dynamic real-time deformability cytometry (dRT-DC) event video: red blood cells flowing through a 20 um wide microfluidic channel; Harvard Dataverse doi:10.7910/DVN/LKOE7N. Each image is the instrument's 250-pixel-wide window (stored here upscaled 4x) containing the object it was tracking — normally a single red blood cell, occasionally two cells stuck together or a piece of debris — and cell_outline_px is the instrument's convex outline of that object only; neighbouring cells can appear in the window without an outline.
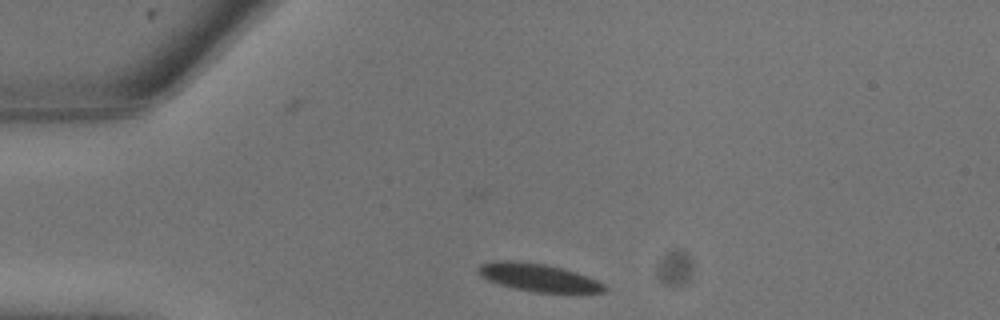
{"species": "common noctule bat (a hibernating species)", "species_latin": "Nyctalus noctula", "temperature_condition": "warm", "stored_images_in_passage": 13, "camera_frame_rate_fps": 3000, "um_per_image_px": 0.085, "animal": {"sex": "male", "body_mass_g": 13.3}, "frame": {"image": 1, "passage_image": 1, "time_ms": 0.0, "image_size_px": [1000, 320], "cell_outline_px": [[608, 288], [604, 292], [532, 292], [500, 284], [488, 280], [480, 276], [476, 272], [476, 268], [480, 264], [496, 260], [520, 260], [544, 264], [564, 268], [588, 276], [604, 284]], "centroid_in_image_um": [45.72, 23.56], "position_along_channel_um": 39.3, "area_um2": 20.58}}
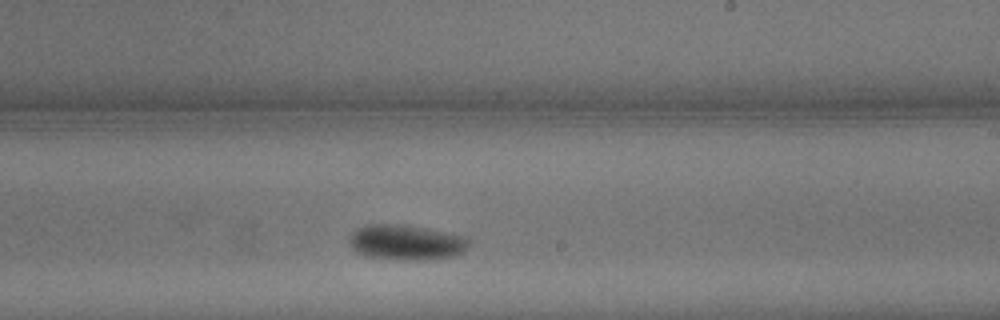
{"frame": {"image": 2, "passage_image": 10, "time_ms": 3.0, "image_size_px": [1000, 320], "cell_outline_px": [[472, 240], [464, 252], [456, 256], [424, 260], [392, 260], [368, 256], [356, 252], [348, 244], [348, 236], [356, 228], [364, 224], [396, 224], [472, 236]], "centroid_in_image_um": [34.54, 20.61], "position_along_channel_um": 254.5, "area_um2": 25.2}}